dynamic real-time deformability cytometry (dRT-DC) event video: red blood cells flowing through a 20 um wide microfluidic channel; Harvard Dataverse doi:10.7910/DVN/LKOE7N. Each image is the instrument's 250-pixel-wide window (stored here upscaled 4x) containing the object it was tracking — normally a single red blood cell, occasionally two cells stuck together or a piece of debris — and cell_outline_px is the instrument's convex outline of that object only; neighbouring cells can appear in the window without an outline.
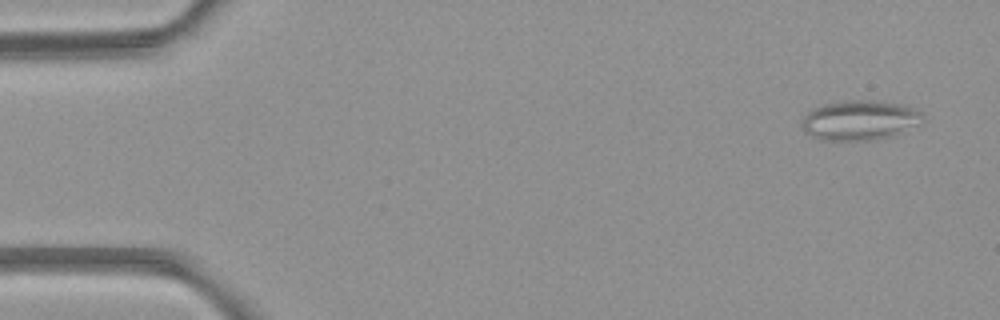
{"species": "common noctule bat (a hibernating species)", "species_latin": "Nyctalus noctula", "temperature_condition": "room temperature", "stored_images_in_passage": 5, "camera_frame_rate_fps": 3000, "um_per_image_px": 0.085, "animal": {"sex": "female", "body_mass_g": 21.9}, "frame": {"image": 1, "passage_image": 1, "time_ms": 0.0, "image_size_px": [1000, 320], "cell_outline_px": [[924, 120], [892, 136], [872, 140], [824, 140], [812, 136], [804, 132], [804, 116], [812, 108], [824, 104], [848, 100], [868, 100], [904, 104], [924, 112]], "centroid_in_image_um": [73.1, 10.21], "position_along_channel_um": 11.9, "area_um2": 27.86}}
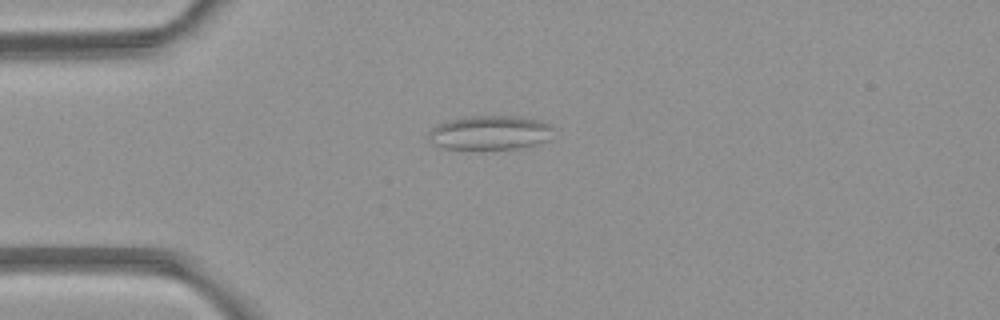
{"frame": {"image": 2, "passage_image": 4, "time_ms": 3.333, "image_size_px": [1000, 320], "cell_outline_px": [[552, 128], [548, 140], [536, 144], [520, 148], [480, 152], [444, 148], [436, 144], [428, 136], [432, 128], [436, 124], [452, 120], [472, 116], [524, 116], [540, 120], [552, 124]], "centroid_in_image_um": [41.68, 11.31], "position_along_channel_um": 43.3, "area_um2": 25.55}}